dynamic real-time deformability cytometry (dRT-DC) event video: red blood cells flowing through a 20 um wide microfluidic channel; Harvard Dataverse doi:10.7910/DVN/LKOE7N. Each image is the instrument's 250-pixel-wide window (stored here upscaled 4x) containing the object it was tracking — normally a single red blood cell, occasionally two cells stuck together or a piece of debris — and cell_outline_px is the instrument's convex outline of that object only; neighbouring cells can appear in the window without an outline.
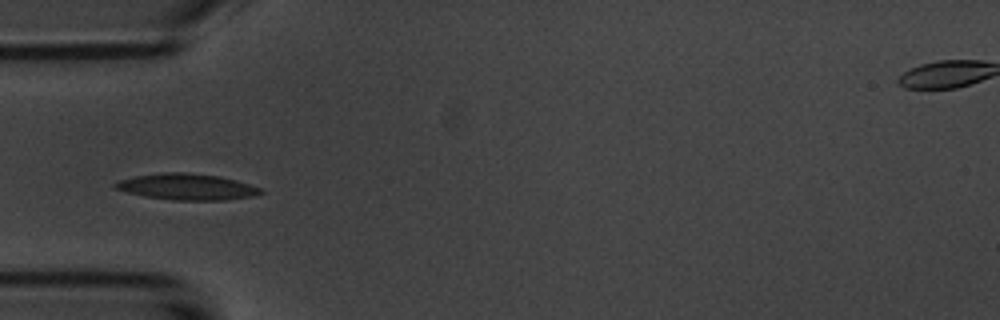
{"species": "common noctule bat (a hibernating species)", "species_latin": "Nyctalus noctula", "temperature_condition": "room temperature", "stored_images_in_passage": 38, "camera_frame_rate_fps": 3000, "um_per_image_px": 0.085, "animal": {"sex": "male", "body_mass_g": 20.1, "forearm_length_mm": 53.5}, "frame": {"image": 1, "passage_image": 1, "time_ms": 0.0, "image_size_px": [1000, 320], "cell_outline_px": [[264, 192], [252, 196], [228, 200], [172, 200], [144, 196], [128, 192], [116, 188], [112, 184], [120, 180], [136, 176], [160, 172], [184, 172], [220, 176], [236, 180], [260, 188]], "centroid_in_image_um": [15.89, 15.87], "position_along_channel_um": 69.1, "area_um2": 22.08}}
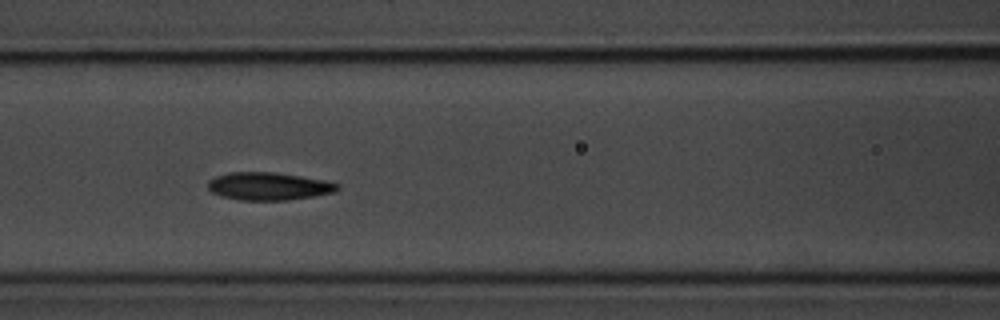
{"frame": {"image": 2, "passage_image": 7, "time_ms": 2.0, "image_size_px": [1000, 320], "cell_outline_px": [[340, 188], [332, 192], [312, 196], [288, 200], [240, 200], [220, 196], [212, 192], [208, 188], [208, 180], [216, 176], [228, 172], [276, 172], [324, 180], [340, 184]], "centroid_in_image_um": [22.8, 15.82], "position_along_channel_um": 143.8, "area_um2": 20.92}}
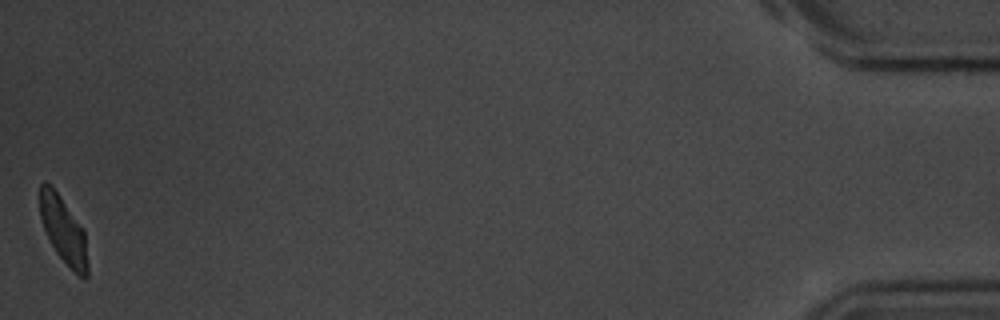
{"frame": {"image": 3, "passage_image": 38, "time_ms": 12.333, "image_size_px": [1000, 320], "cell_outline_px": [[88, 276], [84, 280], [56, 252], [44, 228], [40, 216], [40, 184], [44, 180], [52, 184], [84, 232], [88, 264]], "centroid_in_image_um": [5.38, 19.52], "position_along_channel_um": 429.8, "area_um2": 18.03}, "authors_computed_cell_mechanics": {"area_um2": 20.4323, "velocity_mm_per_s": 3.6965, "shape_relaxation_time_tau1_ms": 2.2747, "shape_relaxation_time_tau2_ms": 2.3516, "deformation_change_tau1": 0.1189, "deformation_change_tau2": 0.0887}}